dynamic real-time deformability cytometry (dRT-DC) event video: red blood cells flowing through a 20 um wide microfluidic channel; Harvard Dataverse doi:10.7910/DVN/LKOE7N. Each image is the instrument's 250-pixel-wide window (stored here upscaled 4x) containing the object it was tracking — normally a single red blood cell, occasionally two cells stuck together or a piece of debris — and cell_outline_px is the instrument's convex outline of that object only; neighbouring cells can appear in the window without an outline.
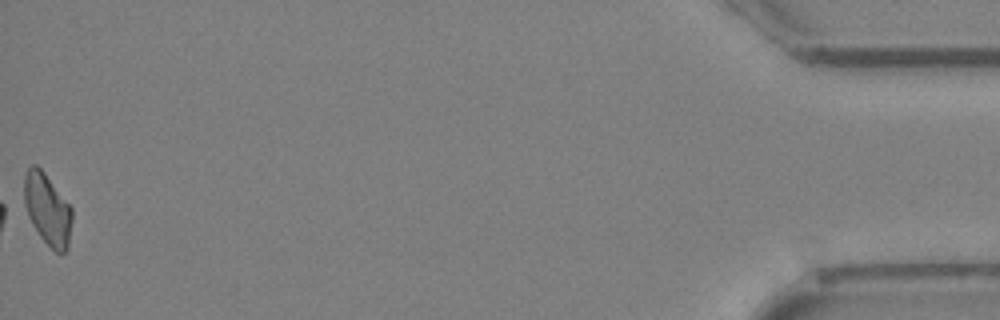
{"species": "Egyptian fruit bat (a non-hibernating species)", "species_latin": "Rousettus aegyptiacus", "temperature_condition": "cold", "stored_images_in_passage": 40, "camera_frame_rate_fps": 3000, "um_per_image_px": 0.085, "animal": {"sex": "female"}, "frame": {"image": 1, "passage_image": 40, "time_ms": 13.0, "image_size_px": [1000, 320], "cell_outline_px": [[72, 220], [68, 248], [60, 256], [40, 236], [32, 224], [20, 204], [24, 176], [28, 168], [32, 164], [36, 164], [44, 172], [72, 208]], "centroid_in_image_um": [3.97, 17.77], "position_along_channel_um": 431.2, "area_um2": 20.58}, "authors_computed_cell_mechanics": {"area_um2": 20.6057, "velocity_mm_per_s": 3.9405, "shape_relaxation_time_tau1_ms": null, "shape_relaxation_time_tau2_ms": 6.411, "deformation_change_tau1": null, "deformation_change_tau2": 0.1729}}